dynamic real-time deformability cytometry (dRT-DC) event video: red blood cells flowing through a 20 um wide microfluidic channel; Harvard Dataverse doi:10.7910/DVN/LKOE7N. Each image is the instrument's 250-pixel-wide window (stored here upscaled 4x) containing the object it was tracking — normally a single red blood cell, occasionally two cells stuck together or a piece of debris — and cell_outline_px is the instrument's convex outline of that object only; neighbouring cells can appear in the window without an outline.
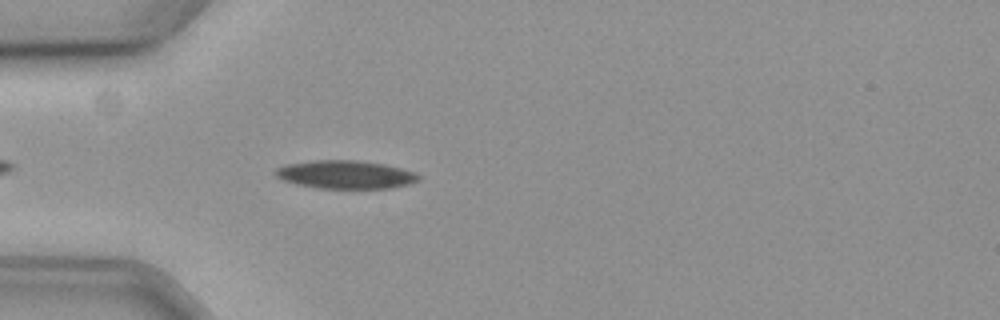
{"species": "common noctule bat (a hibernating species)", "species_latin": "Nyctalus noctula", "temperature_condition": "cold", "stored_images_in_passage": 47, "camera_frame_rate_fps": 3000, "um_per_image_px": 0.085, "animal": {"sex": "female", "body_mass_g": 19.3, "forearm_length_mm": 54.1}, "frame": {"image": 1, "passage_image": 6, "time_ms": 1.667, "image_size_px": [1000, 320], "cell_outline_px": [[420, 176], [416, 180], [408, 184], [392, 188], [320, 188], [296, 184], [284, 180], [276, 176], [276, 168], [288, 164], [312, 160], [360, 160], [384, 164], [400, 168], [412, 172]], "centroid_in_image_um": [29.35, 14.83], "position_along_channel_um": 55.7, "area_um2": 23.24}}
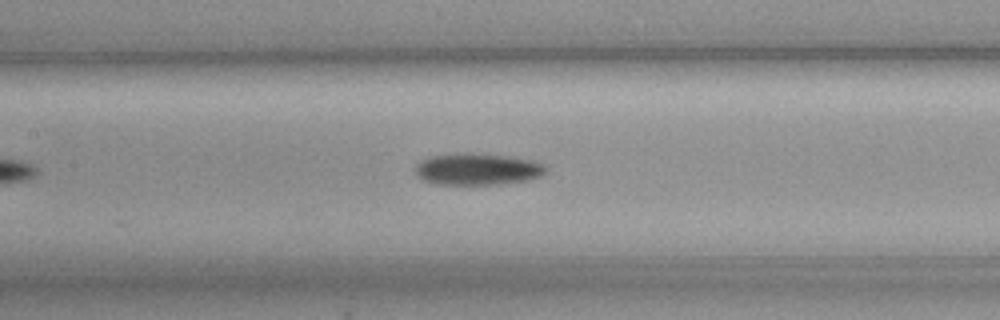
{"frame": {"image": 2, "passage_image": 16, "time_ms": 5.0, "image_size_px": [1000, 320], "cell_outline_px": [[548, 172], [540, 176], [528, 180], [496, 184], [436, 184], [424, 180], [416, 172], [416, 164], [432, 156], [460, 152], [468, 152], [508, 156], [532, 160], [544, 164], [548, 168]], "centroid_in_image_um": [40.64, 14.36], "position_along_channel_um": 166.8, "area_um2": 24.1}}
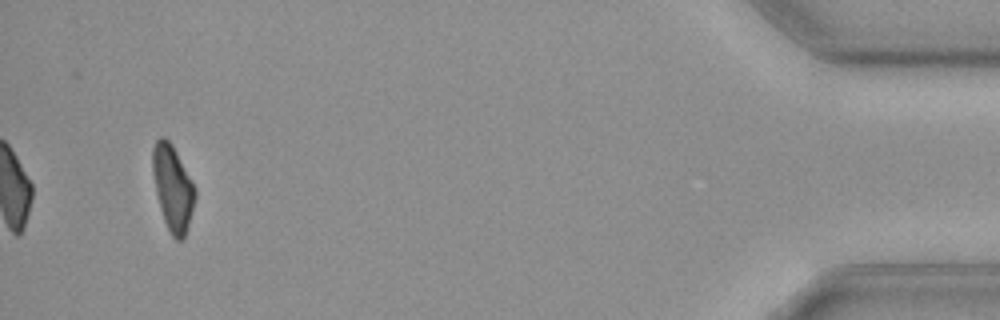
{"frame": {"image": 3, "passage_image": 44, "time_ms": 14.333, "image_size_px": [1000, 320], "cell_outline_px": [[196, 196], [188, 224], [184, 236], [180, 240], [176, 240], [172, 236], [164, 220], [160, 208], [156, 192], [152, 172], [152, 148], [156, 140], [160, 136], [164, 136], [172, 144], [196, 188]], "centroid_in_image_um": [14.67, 15.93], "position_along_channel_um": 420.5, "area_um2": 20.92}, "authors_computed_cell_mechanics": {"area_um2": 23.0622, "velocity_mm_per_s": 3.5853, "shape_relaxation_time_tau1_ms": 4.4649, "shape_relaxation_time_tau2_ms": null, "deformation_change_tau1": 0.1075, "deformation_change_tau2": null}}